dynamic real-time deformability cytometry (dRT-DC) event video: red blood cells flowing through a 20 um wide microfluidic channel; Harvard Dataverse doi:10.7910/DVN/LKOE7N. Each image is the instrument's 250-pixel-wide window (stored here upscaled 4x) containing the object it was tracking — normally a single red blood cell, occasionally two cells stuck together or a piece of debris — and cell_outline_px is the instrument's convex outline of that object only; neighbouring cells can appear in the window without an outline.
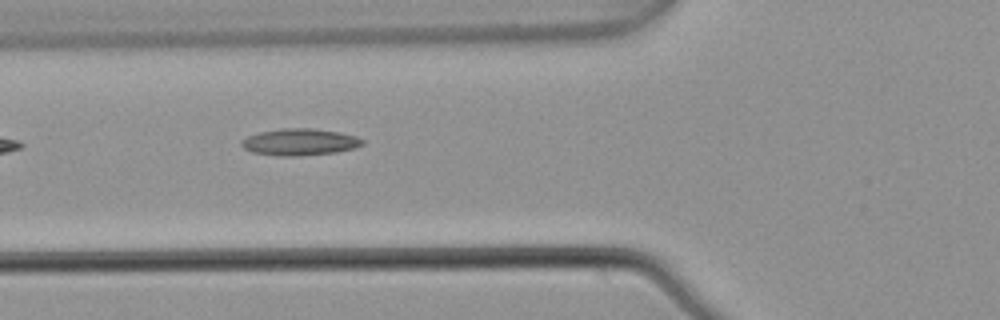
{"species": "common noctule bat (a hibernating species)", "species_latin": "Nyctalus noctula", "temperature_condition": "warm", "stored_images_in_passage": 7, "camera_frame_rate_fps": 3000, "um_per_image_px": 0.085, "animal": {"sex": "male", "body_mass_g": 21.5, "forearm_length_mm": 52.0}, "frame": {"image": 1, "passage_image": 6, "time_ms": 1.667, "image_size_px": [1000, 320], "cell_outline_px": [[364, 144], [352, 148], [336, 152], [300, 156], [280, 156], [252, 152], [244, 148], [240, 144], [248, 136], [260, 132], [280, 128], [312, 128], [340, 132], [356, 136], [364, 140]], "centroid_in_image_um": [25.49, 12.07], "position_along_channel_um": 100.3, "area_um2": 18.79}}
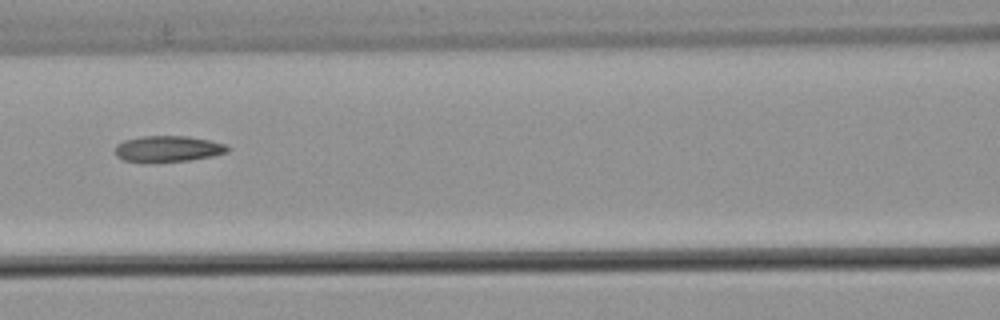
{"frame": {"image": 2, "passage_image": 7, "time_ms": 2.0, "image_size_px": [1000, 320], "cell_outline_px": [[232, 148], [228, 152], [212, 156], [188, 160], [148, 164], [144, 164], [124, 160], [116, 156], [116, 144], [124, 140], [140, 136], [188, 136], [208, 140], [224, 144]], "centroid_in_image_um": [14.24, 12.67], "position_along_channel_um": 152.4, "area_um2": 17.51}}